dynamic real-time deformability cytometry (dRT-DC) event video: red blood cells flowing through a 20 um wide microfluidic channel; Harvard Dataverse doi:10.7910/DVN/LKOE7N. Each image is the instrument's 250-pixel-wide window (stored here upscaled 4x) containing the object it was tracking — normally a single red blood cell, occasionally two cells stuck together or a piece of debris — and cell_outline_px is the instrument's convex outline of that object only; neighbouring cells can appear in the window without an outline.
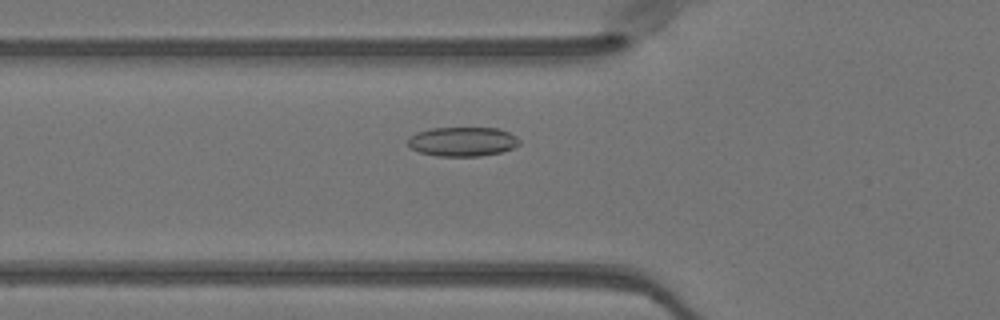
{"species": "Egyptian fruit bat (a non-hibernating species)", "species_latin": "Rousettus aegyptiacus", "temperature_condition": "warm", "stored_images_in_passage": 48, "camera_frame_rate_fps": 3000, "um_per_image_px": 0.085, "animal": {"sex": "female"}, "frame": {"image": 1, "passage_image": 15, "time_ms": 4.667, "image_size_px": [1000, 320], "cell_outline_px": [[520, 144], [512, 148], [500, 152], [480, 156], [436, 156], [420, 152], [412, 148], [408, 144], [408, 140], [416, 132], [432, 128], [496, 128], [508, 132], [516, 136], [520, 140]], "centroid_in_image_um": [39.33, 12.03], "position_along_channel_um": 86.5, "area_um2": 18.9}}
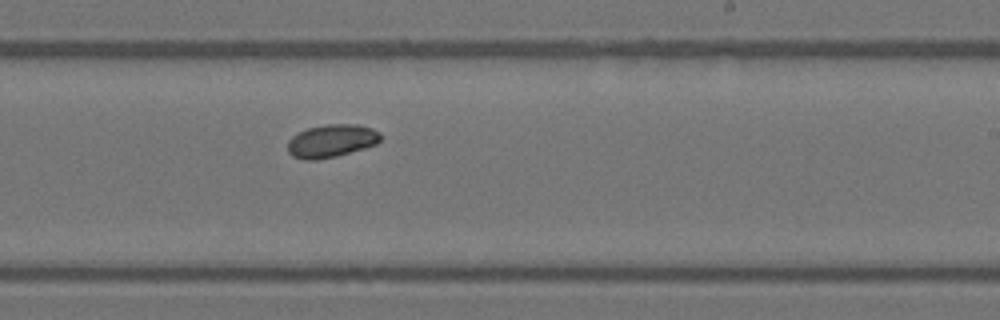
{"frame": {"image": 2, "passage_image": 28, "time_ms": 9.0, "image_size_px": [1000, 320], "cell_outline_px": [[380, 140], [376, 144], [364, 148], [336, 156], [316, 160], [304, 160], [292, 156], [288, 152], [288, 140], [292, 136], [308, 128], [328, 124], [356, 124], [372, 128], [380, 132]], "centroid_in_image_um": [28.16, 11.98], "position_along_channel_um": 260.8, "area_um2": 17.74}}
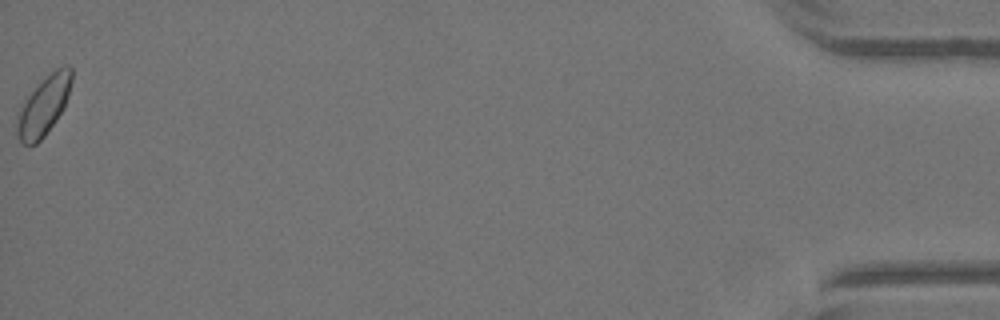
{"frame": {"image": 3, "passage_image": 48, "time_ms": 15.667, "image_size_px": [1000, 320], "cell_outline_px": [[72, 80], [68, 96], [64, 108], [56, 120], [44, 136], [36, 144], [24, 144], [20, 140], [16, 132], [16, 116], [20, 108], [28, 96], [56, 68], [64, 64], [68, 64], [72, 68]], "centroid_in_image_um": [3.73, 8.99], "position_along_channel_um": 431.5, "area_um2": 18.5}, "authors_computed_cell_mechanics": {"area_um2": 17.7446, "velocity_mm_per_s": 4.0205, "shape_relaxation_time_tau1_ms": 4.89, "shape_relaxation_time_tau2_ms": 7.8752, "deformation_change_tau1": 0.1221, "deformation_change_tau2": 0.0638}}